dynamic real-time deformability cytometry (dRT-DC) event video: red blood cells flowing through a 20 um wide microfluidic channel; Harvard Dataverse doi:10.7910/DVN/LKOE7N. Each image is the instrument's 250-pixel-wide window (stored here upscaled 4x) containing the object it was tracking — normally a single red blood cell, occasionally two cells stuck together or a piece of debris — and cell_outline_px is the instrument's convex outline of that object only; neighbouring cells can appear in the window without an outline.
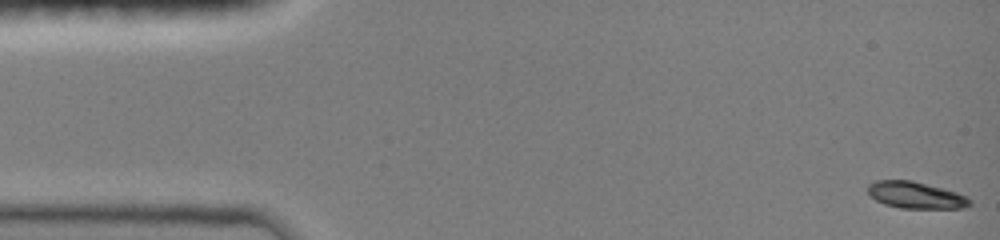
{"species": "common noctule bat (a hibernating species)", "species_latin": "Nyctalus noctula", "temperature_condition": "room temperature", "stored_images_in_passage": 15, "camera_frame_rate_fps": 3000, "um_per_image_px": 0.085, "animal": {"sex": "female", "body_mass_g": 19.0, "forearm_length_mm": 51.5}, "frame": {"image": 1, "passage_image": 1, "time_ms": 0.0, "image_size_px": [1000, 240], "cell_outline_px": [[972, 204], [964, 208], [900, 208], [884, 204], [876, 200], [868, 192], [868, 184], [876, 180], [912, 180], [944, 188], [968, 196], [972, 200]], "centroid_in_image_um": [77.87, 16.58], "position_along_channel_um": 7.1, "area_um2": 16.01}}
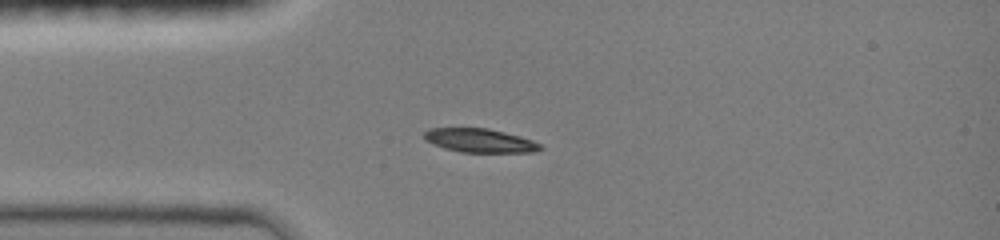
{"frame": {"image": 2, "passage_image": 12, "time_ms": 3.667, "image_size_px": [1000, 240], "cell_outline_px": [[544, 148], [536, 152], [460, 152], [444, 148], [424, 140], [424, 132], [428, 128], [488, 128], [520, 136], [532, 140], [540, 144]], "centroid_in_image_um": [40.78, 11.94], "position_along_channel_um": 44.2, "area_um2": 16.13}}